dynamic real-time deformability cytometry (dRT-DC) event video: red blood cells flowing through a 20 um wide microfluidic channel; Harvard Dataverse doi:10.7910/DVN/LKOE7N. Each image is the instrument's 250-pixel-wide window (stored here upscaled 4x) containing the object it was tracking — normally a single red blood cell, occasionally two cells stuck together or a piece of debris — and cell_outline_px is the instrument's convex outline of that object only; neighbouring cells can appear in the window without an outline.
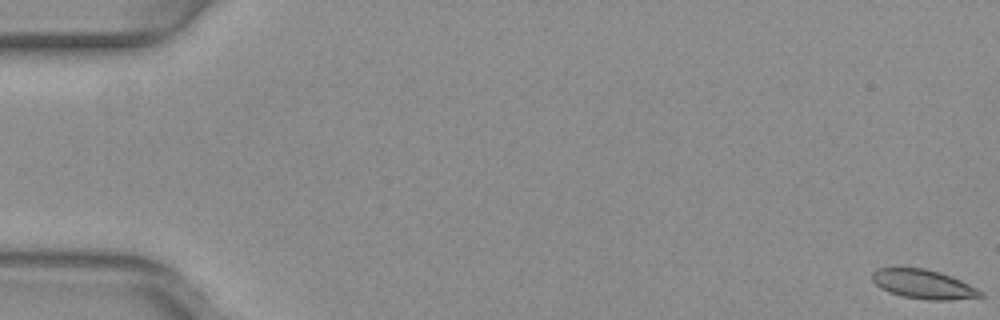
{"species": "common noctule bat (a hibernating species)", "species_latin": "Nyctalus noctula", "temperature_condition": "warm", "stored_images_in_passage": 18, "camera_frame_rate_fps": 3000, "um_per_image_px": 0.085, "animal": {"sex": "female", "body_mass_g": 29.2, "forearm_length_mm": 56.3}, "frame": {"image": 1, "passage_image": 1, "time_ms": 0.0, "image_size_px": [1000, 320], "cell_outline_px": [[984, 296], [948, 300], [928, 300], [904, 296], [888, 292], [880, 288], [872, 280], [872, 272], [876, 268], [924, 268], [940, 272], [952, 276], [984, 292]], "centroid_in_image_um": [78.48, 24.15], "position_along_channel_um": 6.5, "area_um2": 18.32}}
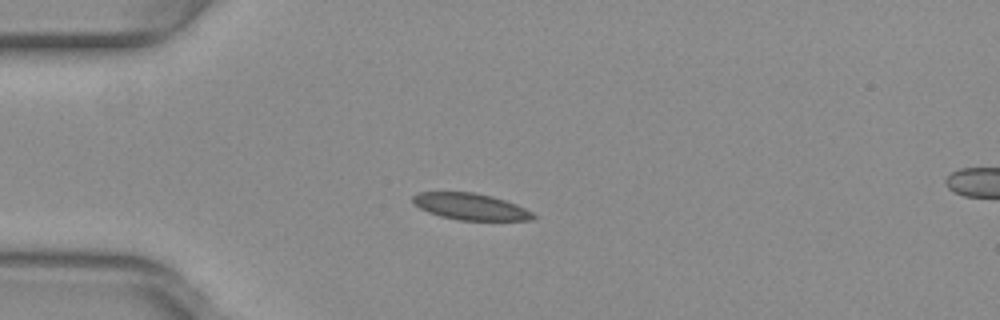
{"frame": {"image": 2, "passage_image": 15, "time_ms": 4.667, "image_size_px": [1000, 320], "cell_outline_px": [[536, 216], [532, 220], [456, 220], [440, 216], [428, 212], [420, 208], [412, 200], [412, 196], [416, 192], [476, 192], [492, 196], [516, 204], [532, 212]], "centroid_in_image_um": [39.98, 17.56], "position_along_channel_um": 45.0, "area_um2": 18.61}}